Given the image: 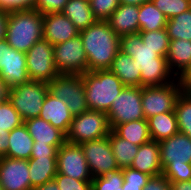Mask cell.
<instances>
[{
  "mask_svg": "<svg viewBox=\"0 0 191 190\" xmlns=\"http://www.w3.org/2000/svg\"><path fill=\"white\" fill-rule=\"evenodd\" d=\"M120 51L136 61L141 73V87L162 86L176 79L169 70L167 59L145 45L139 33L120 37Z\"/></svg>",
  "mask_w": 191,
  "mask_h": 190,
  "instance_id": "1",
  "label": "cell"
},
{
  "mask_svg": "<svg viewBox=\"0 0 191 190\" xmlns=\"http://www.w3.org/2000/svg\"><path fill=\"white\" fill-rule=\"evenodd\" d=\"M88 62V71L109 70L120 51V37L107 21L98 20L79 32Z\"/></svg>",
  "mask_w": 191,
  "mask_h": 190,
  "instance_id": "2",
  "label": "cell"
},
{
  "mask_svg": "<svg viewBox=\"0 0 191 190\" xmlns=\"http://www.w3.org/2000/svg\"><path fill=\"white\" fill-rule=\"evenodd\" d=\"M162 175L169 182L191 180V138L180 132L159 142Z\"/></svg>",
  "mask_w": 191,
  "mask_h": 190,
  "instance_id": "3",
  "label": "cell"
},
{
  "mask_svg": "<svg viewBox=\"0 0 191 190\" xmlns=\"http://www.w3.org/2000/svg\"><path fill=\"white\" fill-rule=\"evenodd\" d=\"M43 39V14L34 9L8 12L5 40L17 51L26 53Z\"/></svg>",
  "mask_w": 191,
  "mask_h": 190,
  "instance_id": "4",
  "label": "cell"
},
{
  "mask_svg": "<svg viewBox=\"0 0 191 190\" xmlns=\"http://www.w3.org/2000/svg\"><path fill=\"white\" fill-rule=\"evenodd\" d=\"M89 110L107 113L113 100L125 87L110 70L87 71L82 74Z\"/></svg>",
  "mask_w": 191,
  "mask_h": 190,
  "instance_id": "5",
  "label": "cell"
},
{
  "mask_svg": "<svg viewBox=\"0 0 191 190\" xmlns=\"http://www.w3.org/2000/svg\"><path fill=\"white\" fill-rule=\"evenodd\" d=\"M110 131L111 128L105 112L88 110L73 116L66 134V141L72 144H81L109 136Z\"/></svg>",
  "mask_w": 191,
  "mask_h": 190,
  "instance_id": "6",
  "label": "cell"
},
{
  "mask_svg": "<svg viewBox=\"0 0 191 190\" xmlns=\"http://www.w3.org/2000/svg\"><path fill=\"white\" fill-rule=\"evenodd\" d=\"M48 93V85L43 81H29L10 89L9 101L24 121L39 117Z\"/></svg>",
  "mask_w": 191,
  "mask_h": 190,
  "instance_id": "7",
  "label": "cell"
},
{
  "mask_svg": "<svg viewBox=\"0 0 191 190\" xmlns=\"http://www.w3.org/2000/svg\"><path fill=\"white\" fill-rule=\"evenodd\" d=\"M47 85L48 92L64 100L73 116L89 110L82 75L58 74Z\"/></svg>",
  "mask_w": 191,
  "mask_h": 190,
  "instance_id": "8",
  "label": "cell"
},
{
  "mask_svg": "<svg viewBox=\"0 0 191 190\" xmlns=\"http://www.w3.org/2000/svg\"><path fill=\"white\" fill-rule=\"evenodd\" d=\"M182 91L178 78L162 86L141 87V101L145 119L174 111L176 100Z\"/></svg>",
  "mask_w": 191,
  "mask_h": 190,
  "instance_id": "9",
  "label": "cell"
},
{
  "mask_svg": "<svg viewBox=\"0 0 191 190\" xmlns=\"http://www.w3.org/2000/svg\"><path fill=\"white\" fill-rule=\"evenodd\" d=\"M111 130L119 124L145 119L141 101V87L125 86L113 100L106 113Z\"/></svg>",
  "mask_w": 191,
  "mask_h": 190,
  "instance_id": "10",
  "label": "cell"
},
{
  "mask_svg": "<svg viewBox=\"0 0 191 190\" xmlns=\"http://www.w3.org/2000/svg\"><path fill=\"white\" fill-rule=\"evenodd\" d=\"M54 45L41 39L26 52L27 73L31 81L51 82L59 73L54 61Z\"/></svg>",
  "mask_w": 191,
  "mask_h": 190,
  "instance_id": "11",
  "label": "cell"
},
{
  "mask_svg": "<svg viewBox=\"0 0 191 190\" xmlns=\"http://www.w3.org/2000/svg\"><path fill=\"white\" fill-rule=\"evenodd\" d=\"M54 61L59 74L82 75L88 71V62L80 35L54 45Z\"/></svg>",
  "mask_w": 191,
  "mask_h": 190,
  "instance_id": "12",
  "label": "cell"
},
{
  "mask_svg": "<svg viewBox=\"0 0 191 190\" xmlns=\"http://www.w3.org/2000/svg\"><path fill=\"white\" fill-rule=\"evenodd\" d=\"M0 77L10 89L30 81L26 53L15 50L5 39L0 41Z\"/></svg>",
  "mask_w": 191,
  "mask_h": 190,
  "instance_id": "13",
  "label": "cell"
},
{
  "mask_svg": "<svg viewBox=\"0 0 191 190\" xmlns=\"http://www.w3.org/2000/svg\"><path fill=\"white\" fill-rule=\"evenodd\" d=\"M93 178L119 169L108 136L80 144Z\"/></svg>",
  "mask_w": 191,
  "mask_h": 190,
  "instance_id": "14",
  "label": "cell"
},
{
  "mask_svg": "<svg viewBox=\"0 0 191 190\" xmlns=\"http://www.w3.org/2000/svg\"><path fill=\"white\" fill-rule=\"evenodd\" d=\"M57 174L76 180H92L85 155L80 144L65 142L57 151Z\"/></svg>",
  "mask_w": 191,
  "mask_h": 190,
  "instance_id": "15",
  "label": "cell"
},
{
  "mask_svg": "<svg viewBox=\"0 0 191 190\" xmlns=\"http://www.w3.org/2000/svg\"><path fill=\"white\" fill-rule=\"evenodd\" d=\"M2 190H32L28 160L0 157Z\"/></svg>",
  "mask_w": 191,
  "mask_h": 190,
  "instance_id": "16",
  "label": "cell"
},
{
  "mask_svg": "<svg viewBox=\"0 0 191 190\" xmlns=\"http://www.w3.org/2000/svg\"><path fill=\"white\" fill-rule=\"evenodd\" d=\"M79 30L62 12L43 15V39L51 45L63 43L79 35Z\"/></svg>",
  "mask_w": 191,
  "mask_h": 190,
  "instance_id": "17",
  "label": "cell"
},
{
  "mask_svg": "<svg viewBox=\"0 0 191 190\" xmlns=\"http://www.w3.org/2000/svg\"><path fill=\"white\" fill-rule=\"evenodd\" d=\"M39 117L49 122L53 127L60 129L65 134L68 133L73 120V115L66 102L49 92L45 96Z\"/></svg>",
  "mask_w": 191,
  "mask_h": 190,
  "instance_id": "18",
  "label": "cell"
},
{
  "mask_svg": "<svg viewBox=\"0 0 191 190\" xmlns=\"http://www.w3.org/2000/svg\"><path fill=\"white\" fill-rule=\"evenodd\" d=\"M130 167L150 176L162 174L159 142L150 140L140 145Z\"/></svg>",
  "mask_w": 191,
  "mask_h": 190,
  "instance_id": "19",
  "label": "cell"
},
{
  "mask_svg": "<svg viewBox=\"0 0 191 190\" xmlns=\"http://www.w3.org/2000/svg\"><path fill=\"white\" fill-rule=\"evenodd\" d=\"M139 6L120 4L106 20L110 28L119 36L139 33Z\"/></svg>",
  "mask_w": 191,
  "mask_h": 190,
  "instance_id": "20",
  "label": "cell"
},
{
  "mask_svg": "<svg viewBox=\"0 0 191 190\" xmlns=\"http://www.w3.org/2000/svg\"><path fill=\"white\" fill-rule=\"evenodd\" d=\"M24 124L37 144H50L59 148L66 142V134L63 131L40 117L26 120Z\"/></svg>",
  "mask_w": 191,
  "mask_h": 190,
  "instance_id": "21",
  "label": "cell"
},
{
  "mask_svg": "<svg viewBox=\"0 0 191 190\" xmlns=\"http://www.w3.org/2000/svg\"><path fill=\"white\" fill-rule=\"evenodd\" d=\"M165 58L171 73L179 78L191 64V41L186 39L170 40Z\"/></svg>",
  "mask_w": 191,
  "mask_h": 190,
  "instance_id": "22",
  "label": "cell"
},
{
  "mask_svg": "<svg viewBox=\"0 0 191 190\" xmlns=\"http://www.w3.org/2000/svg\"><path fill=\"white\" fill-rule=\"evenodd\" d=\"M109 70L121 80L124 86L141 87L140 69L130 55L119 51Z\"/></svg>",
  "mask_w": 191,
  "mask_h": 190,
  "instance_id": "23",
  "label": "cell"
},
{
  "mask_svg": "<svg viewBox=\"0 0 191 190\" xmlns=\"http://www.w3.org/2000/svg\"><path fill=\"white\" fill-rule=\"evenodd\" d=\"M28 164L32 188L53 180L57 174L56 157H31Z\"/></svg>",
  "mask_w": 191,
  "mask_h": 190,
  "instance_id": "24",
  "label": "cell"
},
{
  "mask_svg": "<svg viewBox=\"0 0 191 190\" xmlns=\"http://www.w3.org/2000/svg\"><path fill=\"white\" fill-rule=\"evenodd\" d=\"M151 140L160 142L177 134V117L175 110L154 115L147 119Z\"/></svg>",
  "mask_w": 191,
  "mask_h": 190,
  "instance_id": "25",
  "label": "cell"
},
{
  "mask_svg": "<svg viewBox=\"0 0 191 190\" xmlns=\"http://www.w3.org/2000/svg\"><path fill=\"white\" fill-rule=\"evenodd\" d=\"M34 140L30 136L25 124L14 128L9 134V148L5 157L29 160Z\"/></svg>",
  "mask_w": 191,
  "mask_h": 190,
  "instance_id": "26",
  "label": "cell"
},
{
  "mask_svg": "<svg viewBox=\"0 0 191 190\" xmlns=\"http://www.w3.org/2000/svg\"><path fill=\"white\" fill-rule=\"evenodd\" d=\"M62 13L73 22L79 31L98 21L87 0H69Z\"/></svg>",
  "mask_w": 191,
  "mask_h": 190,
  "instance_id": "27",
  "label": "cell"
},
{
  "mask_svg": "<svg viewBox=\"0 0 191 190\" xmlns=\"http://www.w3.org/2000/svg\"><path fill=\"white\" fill-rule=\"evenodd\" d=\"M119 137L129 140L131 143L140 146L151 140L148 121L146 119L134 120L116 125L112 129Z\"/></svg>",
  "mask_w": 191,
  "mask_h": 190,
  "instance_id": "28",
  "label": "cell"
},
{
  "mask_svg": "<svg viewBox=\"0 0 191 190\" xmlns=\"http://www.w3.org/2000/svg\"><path fill=\"white\" fill-rule=\"evenodd\" d=\"M108 137L119 169L130 167L138 152L139 146L119 137L113 130L110 131Z\"/></svg>",
  "mask_w": 191,
  "mask_h": 190,
  "instance_id": "29",
  "label": "cell"
},
{
  "mask_svg": "<svg viewBox=\"0 0 191 190\" xmlns=\"http://www.w3.org/2000/svg\"><path fill=\"white\" fill-rule=\"evenodd\" d=\"M139 31H156L166 28L168 19L152 1L139 6Z\"/></svg>",
  "mask_w": 191,
  "mask_h": 190,
  "instance_id": "30",
  "label": "cell"
},
{
  "mask_svg": "<svg viewBox=\"0 0 191 190\" xmlns=\"http://www.w3.org/2000/svg\"><path fill=\"white\" fill-rule=\"evenodd\" d=\"M178 131L191 138V92L182 91L175 104Z\"/></svg>",
  "mask_w": 191,
  "mask_h": 190,
  "instance_id": "31",
  "label": "cell"
},
{
  "mask_svg": "<svg viewBox=\"0 0 191 190\" xmlns=\"http://www.w3.org/2000/svg\"><path fill=\"white\" fill-rule=\"evenodd\" d=\"M166 30L170 40L186 39L191 41V8L168 19Z\"/></svg>",
  "mask_w": 191,
  "mask_h": 190,
  "instance_id": "32",
  "label": "cell"
},
{
  "mask_svg": "<svg viewBox=\"0 0 191 190\" xmlns=\"http://www.w3.org/2000/svg\"><path fill=\"white\" fill-rule=\"evenodd\" d=\"M139 34L145 45L155 50L162 57H166L170 38L166 28L156 31H139Z\"/></svg>",
  "mask_w": 191,
  "mask_h": 190,
  "instance_id": "33",
  "label": "cell"
},
{
  "mask_svg": "<svg viewBox=\"0 0 191 190\" xmlns=\"http://www.w3.org/2000/svg\"><path fill=\"white\" fill-rule=\"evenodd\" d=\"M123 169L98 176L91 181V190H123Z\"/></svg>",
  "mask_w": 191,
  "mask_h": 190,
  "instance_id": "34",
  "label": "cell"
},
{
  "mask_svg": "<svg viewBox=\"0 0 191 190\" xmlns=\"http://www.w3.org/2000/svg\"><path fill=\"white\" fill-rule=\"evenodd\" d=\"M24 120L13 107L9 100L0 106V130L11 132L14 128L21 126Z\"/></svg>",
  "mask_w": 191,
  "mask_h": 190,
  "instance_id": "35",
  "label": "cell"
},
{
  "mask_svg": "<svg viewBox=\"0 0 191 190\" xmlns=\"http://www.w3.org/2000/svg\"><path fill=\"white\" fill-rule=\"evenodd\" d=\"M153 4L170 19L191 8V0H151Z\"/></svg>",
  "mask_w": 191,
  "mask_h": 190,
  "instance_id": "36",
  "label": "cell"
},
{
  "mask_svg": "<svg viewBox=\"0 0 191 190\" xmlns=\"http://www.w3.org/2000/svg\"><path fill=\"white\" fill-rule=\"evenodd\" d=\"M123 176V190H143L151 177L131 167L123 168Z\"/></svg>",
  "mask_w": 191,
  "mask_h": 190,
  "instance_id": "37",
  "label": "cell"
},
{
  "mask_svg": "<svg viewBox=\"0 0 191 190\" xmlns=\"http://www.w3.org/2000/svg\"><path fill=\"white\" fill-rule=\"evenodd\" d=\"M90 7L94 16L101 21H106L119 7V0H90Z\"/></svg>",
  "mask_w": 191,
  "mask_h": 190,
  "instance_id": "38",
  "label": "cell"
},
{
  "mask_svg": "<svg viewBox=\"0 0 191 190\" xmlns=\"http://www.w3.org/2000/svg\"><path fill=\"white\" fill-rule=\"evenodd\" d=\"M59 190H91L92 180H76L63 174L54 177Z\"/></svg>",
  "mask_w": 191,
  "mask_h": 190,
  "instance_id": "39",
  "label": "cell"
},
{
  "mask_svg": "<svg viewBox=\"0 0 191 190\" xmlns=\"http://www.w3.org/2000/svg\"><path fill=\"white\" fill-rule=\"evenodd\" d=\"M69 0H36L34 10L43 15L62 12Z\"/></svg>",
  "mask_w": 191,
  "mask_h": 190,
  "instance_id": "40",
  "label": "cell"
},
{
  "mask_svg": "<svg viewBox=\"0 0 191 190\" xmlns=\"http://www.w3.org/2000/svg\"><path fill=\"white\" fill-rule=\"evenodd\" d=\"M36 0H0V9L6 12L34 9Z\"/></svg>",
  "mask_w": 191,
  "mask_h": 190,
  "instance_id": "41",
  "label": "cell"
},
{
  "mask_svg": "<svg viewBox=\"0 0 191 190\" xmlns=\"http://www.w3.org/2000/svg\"><path fill=\"white\" fill-rule=\"evenodd\" d=\"M58 148L50 144L33 143L31 157H57Z\"/></svg>",
  "mask_w": 191,
  "mask_h": 190,
  "instance_id": "42",
  "label": "cell"
},
{
  "mask_svg": "<svg viewBox=\"0 0 191 190\" xmlns=\"http://www.w3.org/2000/svg\"><path fill=\"white\" fill-rule=\"evenodd\" d=\"M143 190H171L170 182L162 175L151 176Z\"/></svg>",
  "mask_w": 191,
  "mask_h": 190,
  "instance_id": "43",
  "label": "cell"
},
{
  "mask_svg": "<svg viewBox=\"0 0 191 190\" xmlns=\"http://www.w3.org/2000/svg\"><path fill=\"white\" fill-rule=\"evenodd\" d=\"M183 91L191 92V64L186 71L178 78Z\"/></svg>",
  "mask_w": 191,
  "mask_h": 190,
  "instance_id": "44",
  "label": "cell"
},
{
  "mask_svg": "<svg viewBox=\"0 0 191 190\" xmlns=\"http://www.w3.org/2000/svg\"><path fill=\"white\" fill-rule=\"evenodd\" d=\"M9 134L10 132L6 130H0V157L7 154L9 148Z\"/></svg>",
  "mask_w": 191,
  "mask_h": 190,
  "instance_id": "45",
  "label": "cell"
},
{
  "mask_svg": "<svg viewBox=\"0 0 191 190\" xmlns=\"http://www.w3.org/2000/svg\"><path fill=\"white\" fill-rule=\"evenodd\" d=\"M8 12L0 9V41L5 39Z\"/></svg>",
  "mask_w": 191,
  "mask_h": 190,
  "instance_id": "46",
  "label": "cell"
},
{
  "mask_svg": "<svg viewBox=\"0 0 191 190\" xmlns=\"http://www.w3.org/2000/svg\"><path fill=\"white\" fill-rule=\"evenodd\" d=\"M171 190H191L190 181L170 182Z\"/></svg>",
  "mask_w": 191,
  "mask_h": 190,
  "instance_id": "47",
  "label": "cell"
},
{
  "mask_svg": "<svg viewBox=\"0 0 191 190\" xmlns=\"http://www.w3.org/2000/svg\"><path fill=\"white\" fill-rule=\"evenodd\" d=\"M32 190H59V188L57 183L53 179L49 182L44 183L43 185L34 187Z\"/></svg>",
  "mask_w": 191,
  "mask_h": 190,
  "instance_id": "48",
  "label": "cell"
},
{
  "mask_svg": "<svg viewBox=\"0 0 191 190\" xmlns=\"http://www.w3.org/2000/svg\"><path fill=\"white\" fill-rule=\"evenodd\" d=\"M120 4H126V5H136L140 6L146 2H149L151 0H119Z\"/></svg>",
  "mask_w": 191,
  "mask_h": 190,
  "instance_id": "49",
  "label": "cell"
},
{
  "mask_svg": "<svg viewBox=\"0 0 191 190\" xmlns=\"http://www.w3.org/2000/svg\"><path fill=\"white\" fill-rule=\"evenodd\" d=\"M10 88L6 85V82L0 77V95H9Z\"/></svg>",
  "mask_w": 191,
  "mask_h": 190,
  "instance_id": "50",
  "label": "cell"
},
{
  "mask_svg": "<svg viewBox=\"0 0 191 190\" xmlns=\"http://www.w3.org/2000/svg\"><path fill=\"white\" fill-rule=\"evenodd\" d=\"M9 99V95H0V106L2 103Z\"/></svg>",
  "mask_w": 191,
  "mask_h": 190,
  "instance_id": "51",
  "label": "cell"
}]
</instances>
